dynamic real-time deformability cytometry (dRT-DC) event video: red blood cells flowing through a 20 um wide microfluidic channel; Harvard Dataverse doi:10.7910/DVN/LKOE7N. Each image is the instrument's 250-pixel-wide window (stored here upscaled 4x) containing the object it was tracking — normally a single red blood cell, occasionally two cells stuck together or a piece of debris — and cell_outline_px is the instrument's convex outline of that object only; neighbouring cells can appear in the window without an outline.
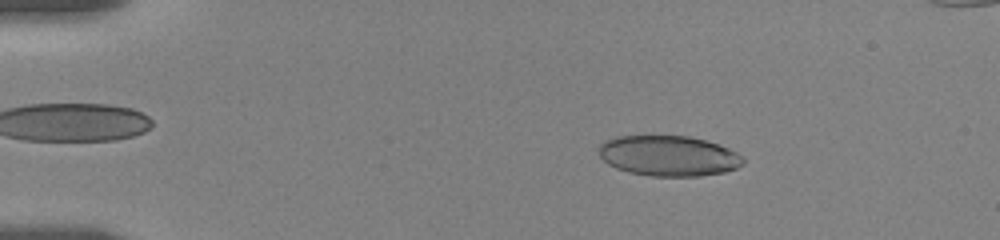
{"species": "human", "species_latin": "Homo sapiens", "temperature_condition": "room temperature", "stored_images_in_passage": 56, "camera_frame_rate_fps": 3000, "um_per_image_px": 0.085, "donor": {"sex": "female"}, "frame": {"image": 1, "passage_image": 9, "time_ms": 2.667, "image_size_px": [1000, 240], "cell_outline_px": [[744, 164], [736, 168], [724, 172], [700, 176], [652, 176], [628, 172], [616, 168], [608, 164], [600, 156], [600, 144], [604, 140], [616, 136], [688, 136], [704, 140], [728, 148], [736, 152], [744, 160]], "centroid_in_image_um": [56.81, 13.25], "position_along_channel_um": 28.2, "area_um2": 33.87}}
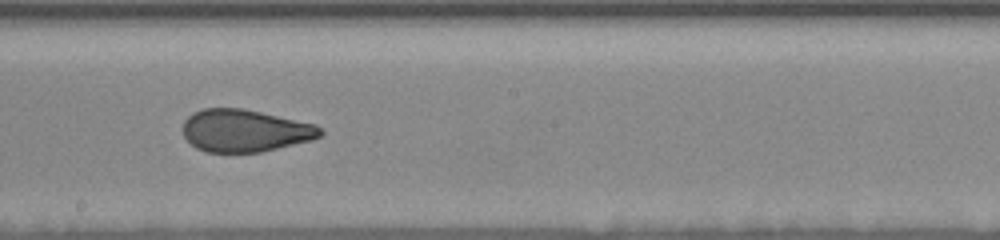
{"frame": {"image": 2, "passage_image": 32, "time_ms": 10.333, "image_size_px": [1000, 240], "cell_outline_px": [[324, 132], [320, 136], [312, 140], [260, 152], [204, 152], [196, 148], [184, 136], [184, 120], [192, 112], [204, 108], [244, 108], [316, 124]], "centroid_in_image_um": [20.82, 11.1], "position_along_channel_um": 227.4, "area_um2": 33.99}}
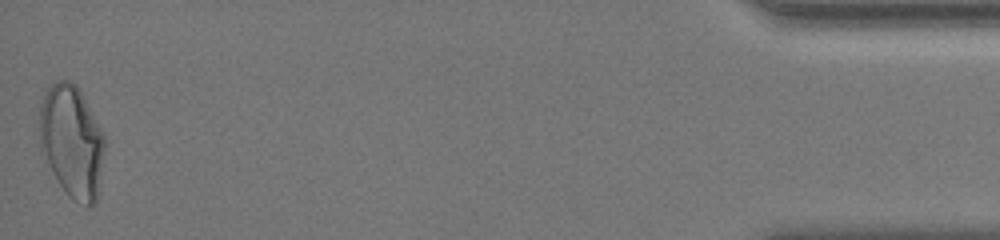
{"frame": {"image": 3, "passage_image": 56, "time_ms": 18.333, "image_size_px": [1000, 240], "cell_outline_px": [[104, 152], [96, 200], [88, 208], [72, 200], [68, 196], [52, 172], [40, 152], [40, 104], [48, 88], [56, 80], [72, 80], [76, 84], [104, 136]], "centroid_in_image_um": [6.08, 12.03], "position_along_channel_um": 429.1, "area_um2": 42.31}, "authors_computed_cell_mechanics": {"area_um2": 34.9979, "velocity_mm_per_s": 3.544, "shape_relaxation_time_tau1_ms": null, "shape_relaxation_time_tau2_ms": 1.1675, "deformation_change_tau1": null, "deformation_change_tau2": 0.0718}}